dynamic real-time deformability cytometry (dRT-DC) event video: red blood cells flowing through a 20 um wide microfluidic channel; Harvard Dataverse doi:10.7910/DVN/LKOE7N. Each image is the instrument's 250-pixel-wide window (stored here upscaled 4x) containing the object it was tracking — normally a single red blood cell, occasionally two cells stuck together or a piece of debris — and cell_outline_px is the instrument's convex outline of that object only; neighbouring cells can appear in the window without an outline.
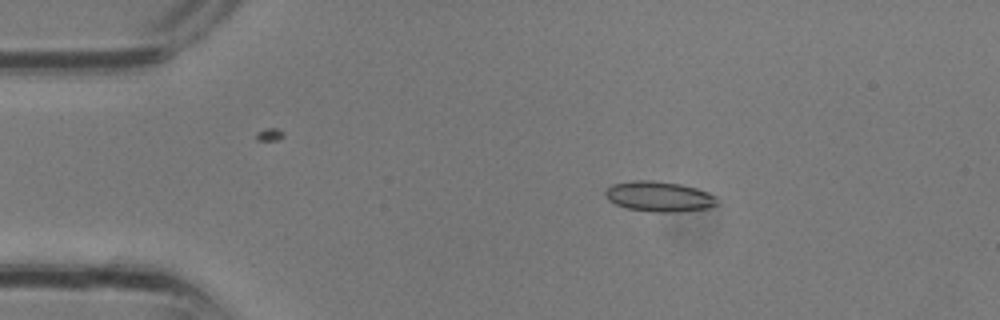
{"species": "common noctule bat (a hibernating species)", "species_latin": "Nyctalus noctula", "temperature_condition": "room temperature", "stored_images_in_passage": 31, "camera_frame_rate_fps": 3000, "um_per_image_px": 0.085, "animal": {"sex": "male", "body_mass_g": 13.3}, "frame": {"image": 1, "passage_image": 5, "time_ms": 1.333, "image_size_px": [1000, 320], "cell_outline_px": [[720, 204], [708, 208], [680, 212], [652, 212], [628, 208], [616, 204], [608, 200], [604, 196], [604, 192], [612, 184], [632, 180], [652, 180], [680, 184], [696, 188], [708, 192], [716, 196]], "centroid_in_image_um": [56.05, 16.7], "position_along_channel_um": 29.0, "area_um2": 19.94}}
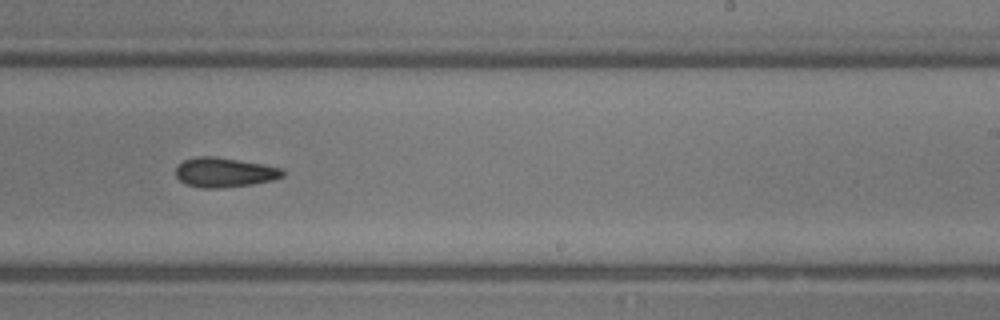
{"frame": {"image": 2, "passage_image": 19, "time_ms": 6.0, "image_size_px": [1000, 320], "cell_outline_px": [[284, 176], [272, 180], [252, 184], [224, 188], [200, 188], [184, 184], [176, 176], [176, 168], [184, 160], [196, 156], [216, 156], [260, 164], [280, 168], [284, 172]], "centroid_in_image_um": [19.03, 14.66], "position_along_channel_um": 270.0, "area_um2": 18.38}}
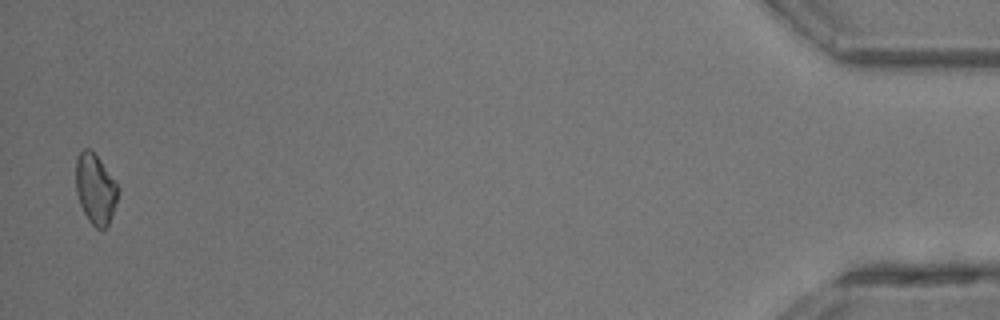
{"frame": {"image": 3, "passage_image": 31, "time_ms": 10.0, "image_size_px": [1000, 320], "cell_outline_px": [[120, 192], [108, 224], [104, 228], [96, 228], [88, 220], [80, 204], [76, 192], [76, 160], [80, 152], [84, 148], [88, 148], [100, 160], [120, 188]], "centroid_in_image_um": [8.11, 16.06], "position_along_channel_um": 427.1, "area_um2": 17.05}}